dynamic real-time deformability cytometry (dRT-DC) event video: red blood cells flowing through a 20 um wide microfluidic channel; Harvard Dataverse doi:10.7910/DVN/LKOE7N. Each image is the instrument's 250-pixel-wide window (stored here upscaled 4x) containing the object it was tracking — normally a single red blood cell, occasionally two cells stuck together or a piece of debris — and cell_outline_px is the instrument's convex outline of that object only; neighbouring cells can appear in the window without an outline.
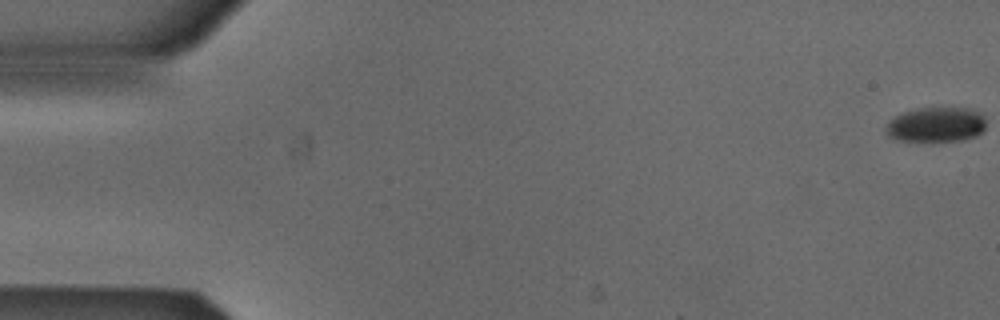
{"species": "Egyptian fruit bat (a non-hibernating species)", "species_latin": "Rousettus aegyptiacus", "temperature_condition": "cold", "stored_images_in_passage": 8, "camera_frame_rate_fps": 3000, "um_per_image_px": 0.085, "animal": {"sex": "male"}, "frame": {"image": 1, "passage_image": 1, "time_ms": 0.0, "image_size_px": [1000, 320], "cell_outline_px": [[984, 128], [976, 136], [964, 140], [896, 140], [888, 136], [888, 124], [896, 116], [904, 112], [916, 108], [968, 108], [984, 116]], "centroid_in_image_um": [79.59, 10.58], "position_along_channel_um": 5.4, "area_um2": 19.77}}